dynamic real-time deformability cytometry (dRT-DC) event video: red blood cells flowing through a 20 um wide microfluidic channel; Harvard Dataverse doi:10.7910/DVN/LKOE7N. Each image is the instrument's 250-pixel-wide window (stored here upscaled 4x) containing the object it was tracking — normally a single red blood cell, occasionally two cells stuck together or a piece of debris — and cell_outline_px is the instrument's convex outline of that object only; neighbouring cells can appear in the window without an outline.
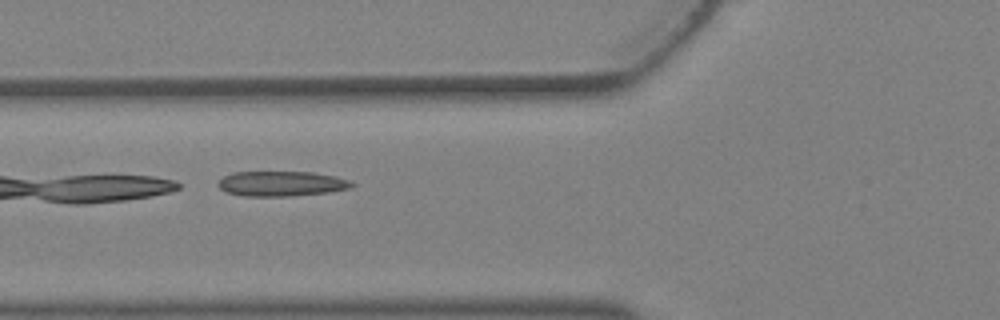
{"species": "Egyptian fruit bat (a non-hibernating species)", "species_latin": "Rousettus aegyptiacus", "temperature_condition": "warm", "stored_images_in_passage": 5, "camera_frame_rate_fps": 3000, "um_per_image_px": 0.085, "animal": {"sex": "female"}, "frame": {"image": 1, "passage_image": 4, "time_ms": 1.0, "image_size_px": [1000, 320], "cell_outline_px": [[356, 184], [352, 188], [328, 192], [292, 196], [244, 196], [228, 192], [220, 188], [216, 184], [224, 176], [232, 172], [312, 172], [332, 176], [348, 180]], "centroid_in_image_um": [23.92, 15.61], "position_along_channel_um": 101.9, "area_um2": 19.42}}
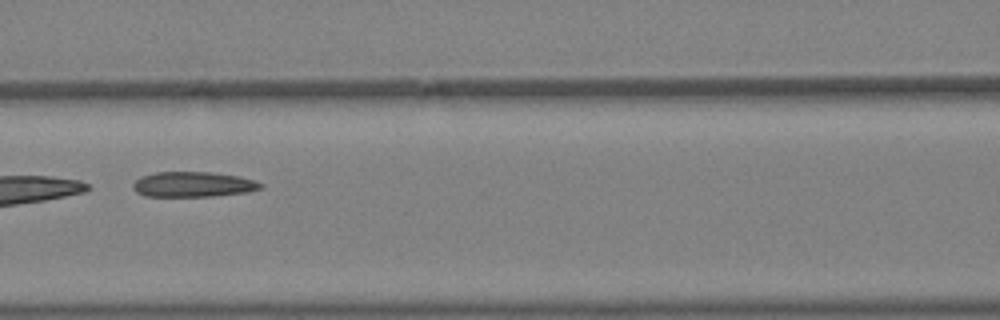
{"frame": {"image": 2, "passage_image": 5, "time_ms": 1.333, "image_size_px": [1000, 320], "cell_outline_px": [[264, 188], [248, 192], [212, 196], [144, 196], [136, 192], [132, 188], [132, 184], [140, 176], [156, 172], [212, 172], [240, 176], [264, 184]], "centroid_in_image_um": [16.41, 15.67], "position_along_channel_um": 150.2, "area_um2": 18.9}}